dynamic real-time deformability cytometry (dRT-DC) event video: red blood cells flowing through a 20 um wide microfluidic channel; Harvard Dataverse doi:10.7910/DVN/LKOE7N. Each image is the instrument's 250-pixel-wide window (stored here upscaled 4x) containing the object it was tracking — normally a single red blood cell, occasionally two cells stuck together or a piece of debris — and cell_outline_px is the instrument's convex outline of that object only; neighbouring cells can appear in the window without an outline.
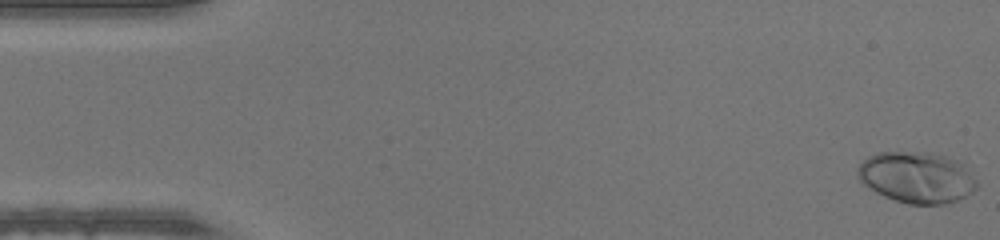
{"species": "human", "species_latin": "Homo sapiens", "temperature_condition": "warm", "stored_images_in_passage": 49, "camera_frame_rate_fps": 3000, "um_per_image_px": 0.085, "donor": {"sex": "male"}, "frame": {"image": 1, "passage_image": 1, "time_ms": 0.0, "image_size_px": [1000, 240], "cell_outline_px": [[976, 188], [972, 192], [956, 200], [944, 204], [908, 204], [884, 196], [876, 192], [864, 184], [860, 180], [856, 172], [856, 168], [868, 156], [876, 152], [932, 152], [956, 160], [964, 164], [976, 180]], "centroid_in_image_um": [77.9, 15.06], "position_along_channel_um": 7.1, "area_um2": 35.49}}
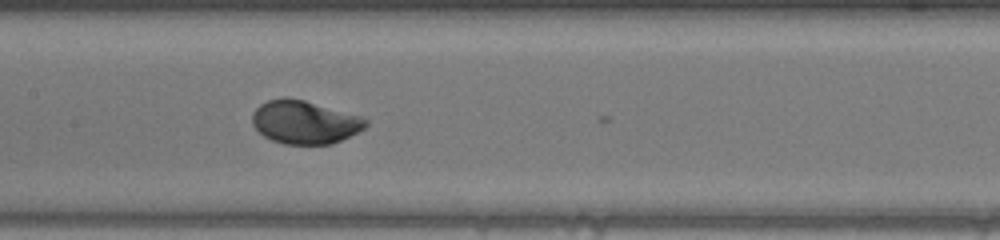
{"frame": {"image": 2, "passage_image": 24, "time_ms": 7.667, "image_size_px": [1000, 240], "cell_outline_px": [[368, 124], [364, 128], [332, 144], [284, 144], [272, 140], [264, 136], [252, 124], [252, 112], [260, 104], [268, 100], [284, 96], [288, 96], [304, 100], [360, 116], [368, 120]], "centroid_in_image_um": [25.86, 10.37], "position_along_channel_um": 181.5, "area_um2": 28.5}}
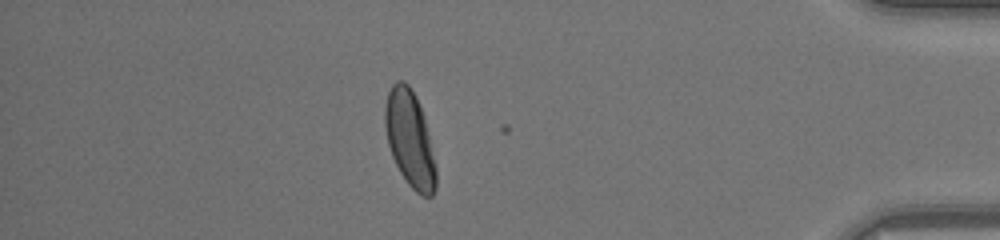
{"frame": {"image": 3, "passage_image": 43, "time_ms": 14.0, "image_size_px": [1000, 240], "cell_outline_px": [[436, 188], [432, 196], [420, 196], [408, 184], [400, 172], [392, 156], [388, 144], [384, 124], [384, 108], [388, 92], [392, 84], [396, 80], [404, 80], [408, 84], [416, 96], [424, 116], [436, 168]], "centroid_in_image_um": [34.82, 11.8], "position_along_channel_um": 400.4, "area_um2": 28.55}}